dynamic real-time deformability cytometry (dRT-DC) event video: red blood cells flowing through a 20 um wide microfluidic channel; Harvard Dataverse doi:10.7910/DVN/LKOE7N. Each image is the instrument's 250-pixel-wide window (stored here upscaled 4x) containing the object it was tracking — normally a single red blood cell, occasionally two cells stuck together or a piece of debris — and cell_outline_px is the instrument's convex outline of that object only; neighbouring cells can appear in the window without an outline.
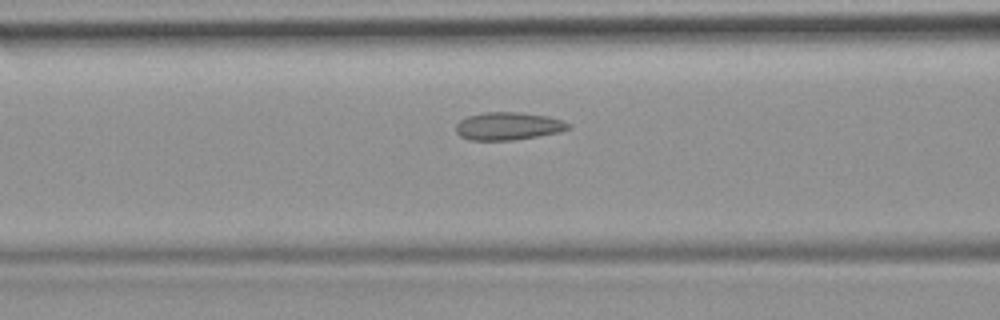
{"species": "common noctule bat (a hibernating species)", "species_latin": "Nyctalus noctula", "temperature_condition": "room temperature", "stored_images_in_passage": 36, "camera_frame_rate_fps": 3000, "um_per_image_px": 0.085, "animal": {"sex": "female", "body_mass_g": 19.9}, "frame": {"image": 1, "passage_image": 11, "time_ms": 3.333, "image_size_px": [1000, 320], "cell_outline_px": [[568, 128], [560, 132], [512, 140], [472, 140], [460, 136], [456, 132], [456, 124], [460, 120], [468, 116], [484, 112], [520, 112], [548, 116], [560, 120], [568, 124]], "centroid_in_image_um": [43.15, 10.71], "position_along_channel_um": 123.5, "area_um2": 17.98}}
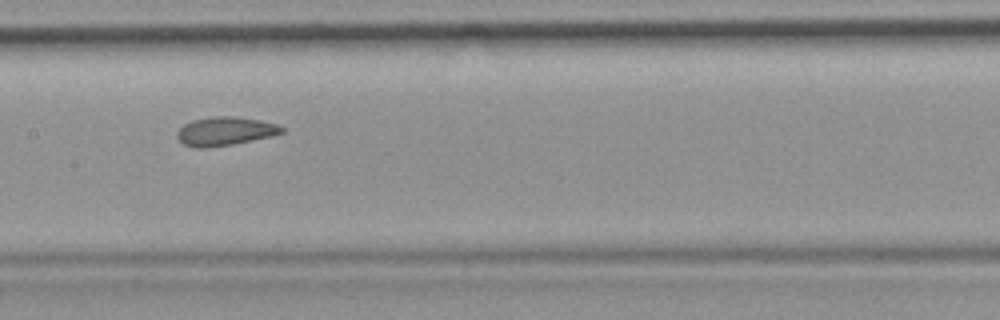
{"frame": {"image": 2, "passage_image": 16, "time_ms": 5.0, "image_size_px": [1000, 320], "cell_outline_px": [[284, 132], [272, 136], [232, 144], [204, 148], [196, 148], [184, 144], [176, 136], [176, 132], [184, 124], [192, 120], [212, 116], [232, 116], [260, 120], [276, 124], [284, 128]], "centroid_in_image_um": [19.11, 11.15], "position_along_channel_um": 188.3, "area_um2": 17.4}, "authors_computed_cell_mechanics": {"area_um2": 17.4556, "velocity_mm_per_s": 3.9024, "shape_relaxation_time_tau1_ms": 7.9702, "shape_relaxation_time_tau2_ms": 1.4073, "deformation_change_tau1": 0.1587, "deformation_change_tau2": 0.0706}}